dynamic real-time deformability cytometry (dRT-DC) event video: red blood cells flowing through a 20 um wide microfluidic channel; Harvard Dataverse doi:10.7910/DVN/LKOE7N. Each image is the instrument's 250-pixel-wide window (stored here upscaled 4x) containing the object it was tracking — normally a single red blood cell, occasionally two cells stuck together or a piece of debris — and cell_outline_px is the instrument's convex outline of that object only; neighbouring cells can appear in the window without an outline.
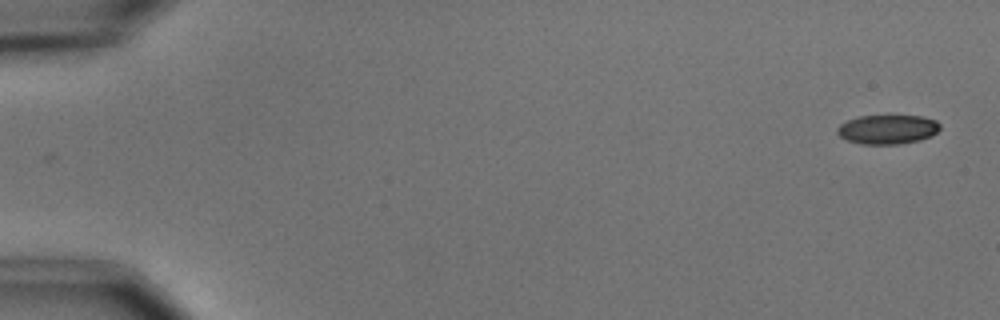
{"species": "common noctule bat (a hibernating species)", "species_latin": "Nyctalus noctula", "temperature_condition": "cold", "stored_images_in_passage": 54, "camera_frame_rate_fps": 3000, "um_per_image_px": 0.085, "animal": {"sex": "male", "body_mass_g": 15.6}, "frame": {"image": 1, "passage_image": 1, "time_ms": 0.0, "image_size_px": [1000, 320], "cell_outline_px": [[940, 128], [932, 136], [920, 140], [896, 144], [860, 144], [848, 140], [840, 136], [836, 132], [836, 128], [840, 124], [848, 120], [860, 116], [888, 112], [924, 116], [936, 120], [940, 124]], "centroid_in_image_um": [75.46, 10.93], "position_along_channel_um": 9.5, "area_um2": 18.44}}
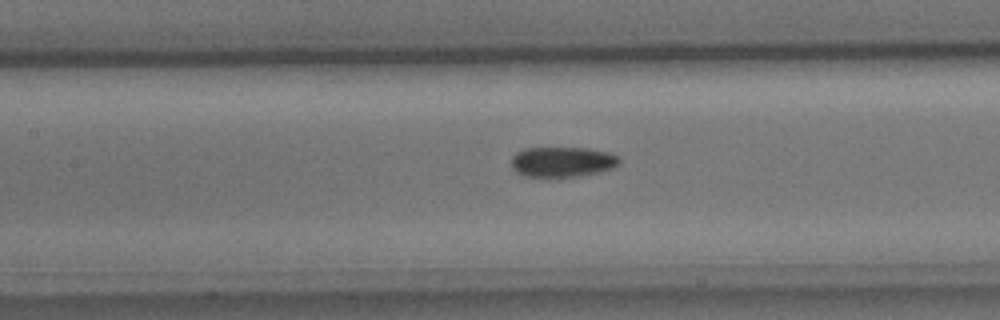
{"frame": {"image": 2, "passage_image": 25, "time_ms": 8.0, "image_size_px": [1000, 320], "cell_outline_px": [[620, 160], [612, 168], [580, 176], [524, 176], [516, 172], [512, 168], [512, 156], [516, 152], [524, 148], [588, 148], [608, 152], [620, 156]], "centroid_in_image_um": [47.78, 13.74], "position_along_channel_um": 159.6, "area_um2": 18.84}}
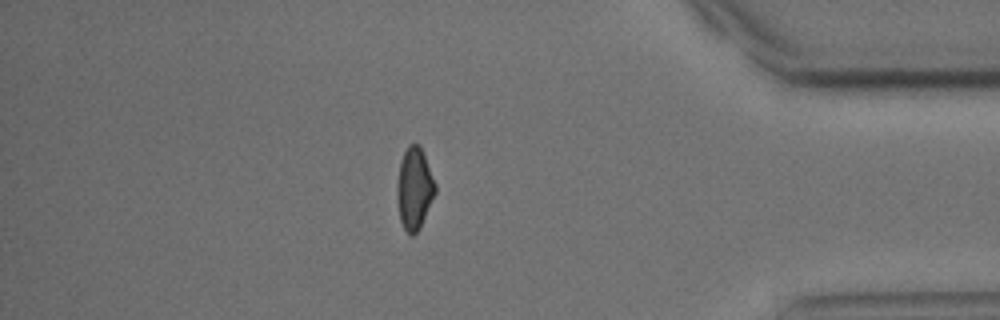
{"frame": {"image": 3, "passage_image": 47, "time_ms": 15.333, "image_size_px": [1000, 320], "cell_outline_px": [[436, 192], [420, 228], [412, 236], [408, 236], [400, 220], [396, 196], [396, 184], [400, 160], [408, 144], [420, 144], [436, 184]], "centroid_in_image_um": [35.2, 16.02], "position_along_channel_um": 400.0, "area_um2": 18.5}, "authors_computed_cell_mechanics": {"area_um2": 18.7272, "velocity_mm_per_s": 3.6896, "shape_relaxation_time_tau1_ms": 4.3625, "shape_relaxation_time_tau2_ms": 3.4043, "deformation_change_tau1": 0.1105, "deformation_change_tau2": 0.0823}}